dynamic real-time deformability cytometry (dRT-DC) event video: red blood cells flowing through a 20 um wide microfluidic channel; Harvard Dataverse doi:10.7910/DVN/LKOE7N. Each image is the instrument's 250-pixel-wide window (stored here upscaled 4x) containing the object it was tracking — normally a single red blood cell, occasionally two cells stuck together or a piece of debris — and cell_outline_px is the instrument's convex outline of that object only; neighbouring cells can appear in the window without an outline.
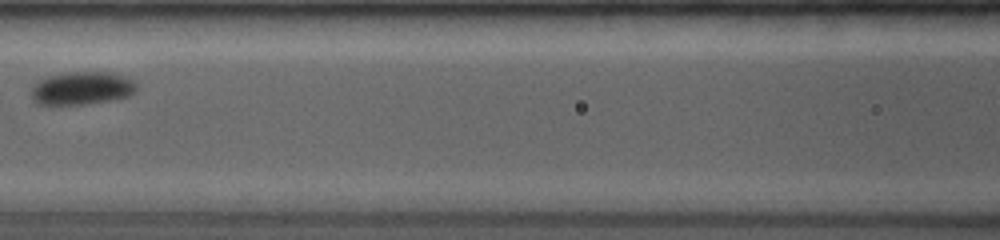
{"species": "common noctule bat (a hibernating species)", "species_latin": "Nyctalus noctula", "temperature_condition": "room temperature", "stored_images_in_passage": 5, "camera_frame_rate_fps": 4000, "um_per_image_px": 0.085, "animal": {"sex": "female", "body_mass_g": 19.0, "forearm_length_mm": 53.3}, "frame": {"image": 1, "passage_image": 5, "time_ms": 3.75, "image_size_px": [1000, 240], "cell_outline_px": [[140, 88], [128, 96], [112, 100], [88, 104], [36, 104], [32, 96], [32, 88], [36, 80], [48, 76], [68, 72], [108, 72], [124, 76], [132, 80]], "centroid_in_image_um": [6.97, 7.49], "position_along_channel_um": 159.6, "area_um2": 20.35}}